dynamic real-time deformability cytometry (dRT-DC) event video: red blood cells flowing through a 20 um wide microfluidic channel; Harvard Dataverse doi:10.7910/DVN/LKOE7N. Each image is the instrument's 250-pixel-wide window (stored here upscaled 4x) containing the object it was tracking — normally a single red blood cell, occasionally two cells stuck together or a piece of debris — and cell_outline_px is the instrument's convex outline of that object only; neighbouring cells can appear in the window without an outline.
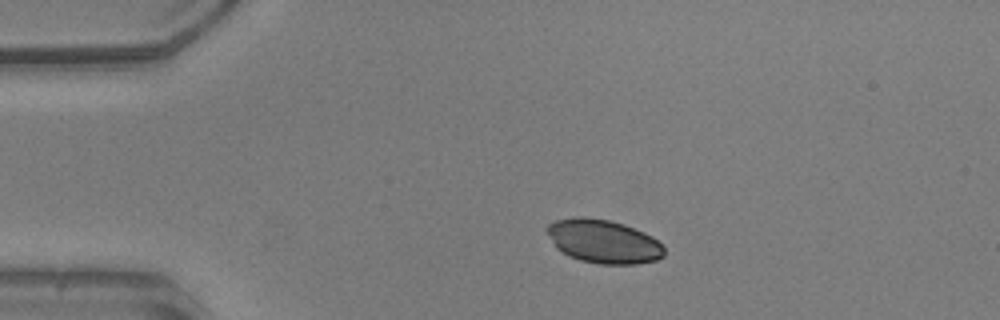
{"species": "common noctule bat (a hibernating species)", "species_latin": "Nyctalus noctula", "temperature_condition": "warm", "stored_images_in_passage": 42, "camera_frame_rate_fps": 3000, "um_per_image_px": 0.085, "animal": {"sex": "male", "body_mass_g": 20.5, "forearm_length_mm": 52.5}, "frame": {"image": 1, "passage_image": 1, "time_ms": 0.0, "image_size_px": [1000, 320], "cell_outline_px": [[664, 256], [656, 260], [636, 264], [600, 264], [580, 260], [568, 256], [556, 248], [548, 232], [548, 224], [556, 220], [576, 216], [580, 216], [608, 220], [624, 224], [644, 232], [652, 236], [664, 244]], "centroid_in_image_um": [51.33, 20.52], "position_along_channel_um": 33.7, "area_um2": 29.77}}
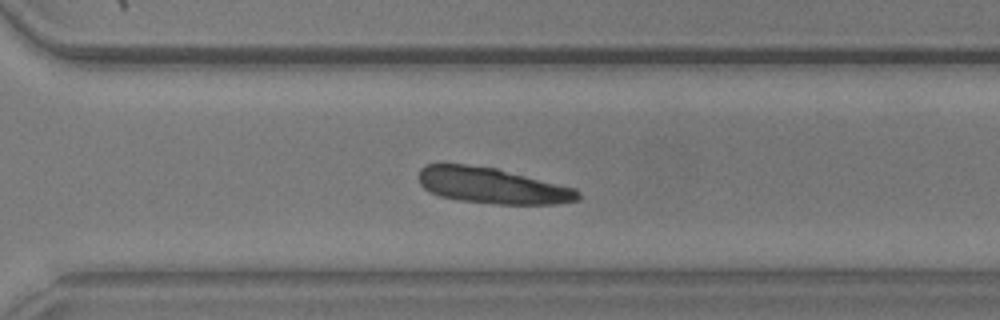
{"frame": {"image": 2, "passage_image": 27, "time_ms": 8.667, "image_size_px": [1000, 320], "cell_outline_px": [[580, 200], [556, 204], [500, 204], [460, 200], [440, 196], [428, 192], [420, 184], [416, 176], [420, 168], [424, 164], [464, 164], [496, 168], [576, 188], [580, 192]], "centroid_in_image_um": [41.81, 15.77], "position_along_channel_um": 328.8, "area_um2": 33.52}}
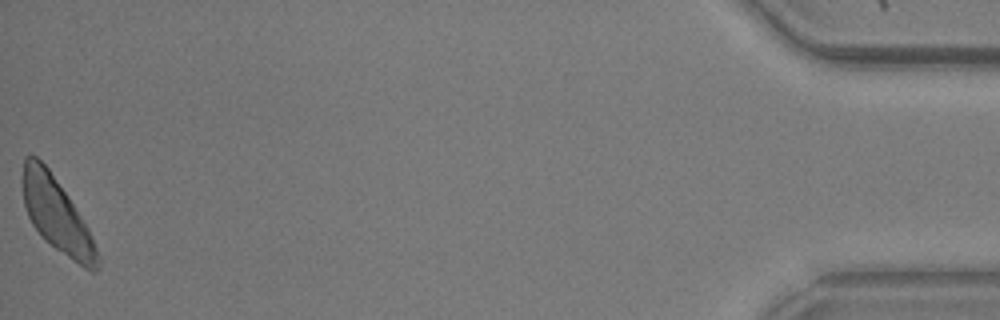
{"frame": {"image": 3, "passage_image": 42, "time_ms": 13.667, "image_size_px": [1000, 320], "cell_outline_px": [[100, 268], [96, 272], [92, 272], [84, 268], [72, 260], [44, 240], [40, 236], [32, 224], [28, 216], [24, 204], [20, 180], [24, 156], [36, 156], [48, 168], [68, 196], [88, 228], [92, 236], [100, 256]], "centroid_in_image_um": [4.81, 18.29], "position_along_channel_um": 430.4, "area_um2": 32.6}}